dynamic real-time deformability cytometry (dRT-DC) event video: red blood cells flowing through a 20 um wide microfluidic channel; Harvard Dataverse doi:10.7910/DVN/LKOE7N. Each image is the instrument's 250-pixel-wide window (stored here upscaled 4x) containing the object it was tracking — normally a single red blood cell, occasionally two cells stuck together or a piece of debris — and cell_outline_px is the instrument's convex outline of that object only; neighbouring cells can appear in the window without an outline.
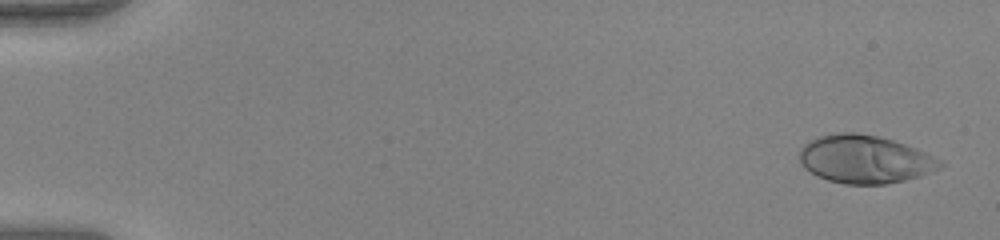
{"species": "human", "species_latin": "Homo sapiens", "temperature_condition": "warm", "stored_images_in_passage": 52, "camera_frame_rate_fps": 3000, "um_per_image_px": 0.085, "donor": {"sex": "female"}, "frame": {"image": 1, "passage_image": 2, "time_ms": 0.333, "image_size_px": [1000, 240], "cell_outline_px": [[948, 164], [940, 168], [920, 176], [904, 180], [884, 184], [844, 184], [828, 180], [816, 176], [804, 168], [800, 160], [800, 148], [804, 144], [820, 136], [836, 132], [856, 132], [880, 136], [916, 148], [944, 160]], "centroid_in_image_um": [73.54, 13.53], "position_along_channel_um": 11.5, "area_um2": 39.65}}
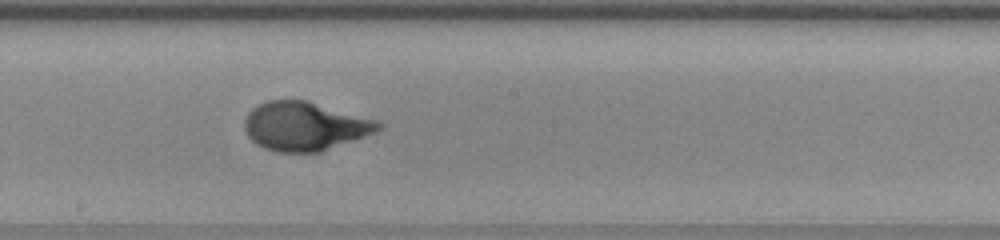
{"frame": {"image": 2, "passage_image": 30, "time_ms": 9.667, "image_size_px": [1000, 240], "cell_outline_px": [[384, 128], [376, 132], [316, 152], [280, 152], [264, 148], [256, 144], [248, 136], [244, 128], [244, 120], [248, 112], [252, 108], [268, 100], [304, 100], [380, 120], [384, 124]], "centroid_in_image_um": [25.92, 10.71], "position_along_channel_um": 222.3, "area_um2": 37.8}}
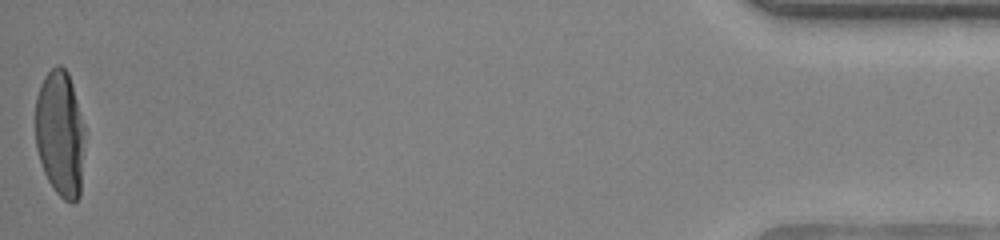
{"frame": {"image": 3, "passage_image": 52, "time_ms": 17.0, "image_size_px": [1000, 240], "cell_outline_px": [[84, 136], [80, 196], [72, 204], [64, 200], [56, 192], [48, 180], [44, 172], [36, 148], [36, 96], [40, 84], [44, 76], [56, 64], [60, 64], [68, 72], [72, 84], [84, 128]], "centroid_in_image_um": [5.1, 11.35], "position_along_channel_um": 430.1, "area_um2": 36.24}, "authors_computed_cell_mechanics": {"area_um2": 36.992, "velocity_mm_per_s": 4.0082, "shape_relaxation_time_tau1_ms": 4.1457, "shape_relaxation_time_tau2_ms": null, "deformation_change_tau1": 0.2544, "deformation_change_tau2": null}}